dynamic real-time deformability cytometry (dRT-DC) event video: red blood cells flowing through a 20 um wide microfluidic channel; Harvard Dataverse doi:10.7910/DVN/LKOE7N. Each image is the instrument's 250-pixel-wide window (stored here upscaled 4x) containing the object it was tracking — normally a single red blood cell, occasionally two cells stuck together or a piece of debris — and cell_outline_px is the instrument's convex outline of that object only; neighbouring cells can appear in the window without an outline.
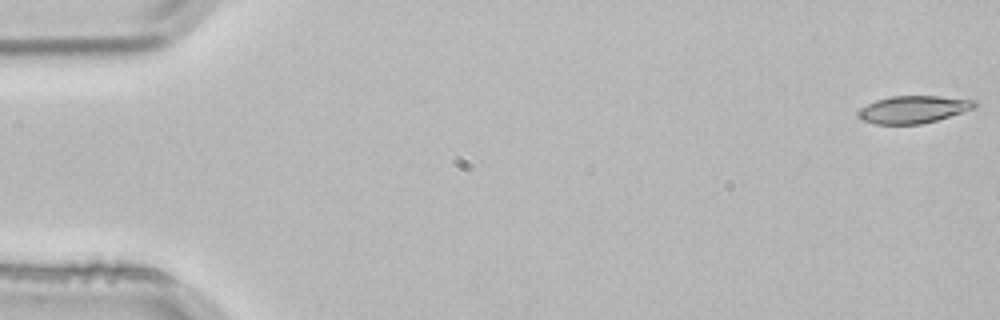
{"species": "common noctule bat (a hibernating species)", "species_latin": "Nyctalus noctula", "temperature_condition": "room temperature", "stored_images_in_passage": 4, "camera_frame_rate_fps": 3000, "um_per_image_px": 0.085, "animal": {"sex": "male", "body_mass_g": 21.5, "forearm_length_mm": 52.0}, "frame": {"image": 1, "passage_image": 1, "time_ms": 0.0, "image_size_px": [1000, 320], "cell_outline_px": [[976, 108], [936, 120], [920, 124], [876, 124], [864, 120], [860, 116], [860, 108], [876, 100], [892, 96], [940, 96], [976, 100]], "centroid_in_image_um": [77.69, 9.29], "position_along_channel_um": 7.3, "area_um2": 18.32}}
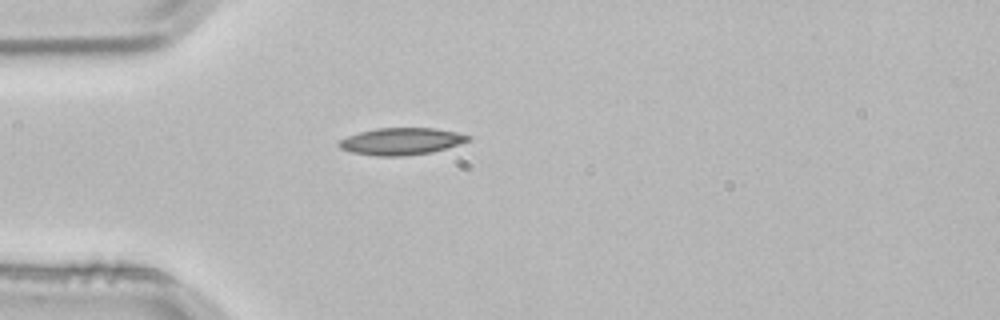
{"frame": {"image": 2, "passage_image": 4, "time_ms": 1.0, "image_size_px": [1000, 320], "cell_outline_px": [[472, 136], [468, 140], [432, 152], [400, 156], [376, 156], [352, 152], [340, 148], [336, 144], [340, 140], [348, 136], [360, 132], [376, 128], [436, 128], [456, 132]], "centroid_in_image_um": [34.06, 12.01], "position_along_channel_um": 50.9, "area_um2": 20.06}}